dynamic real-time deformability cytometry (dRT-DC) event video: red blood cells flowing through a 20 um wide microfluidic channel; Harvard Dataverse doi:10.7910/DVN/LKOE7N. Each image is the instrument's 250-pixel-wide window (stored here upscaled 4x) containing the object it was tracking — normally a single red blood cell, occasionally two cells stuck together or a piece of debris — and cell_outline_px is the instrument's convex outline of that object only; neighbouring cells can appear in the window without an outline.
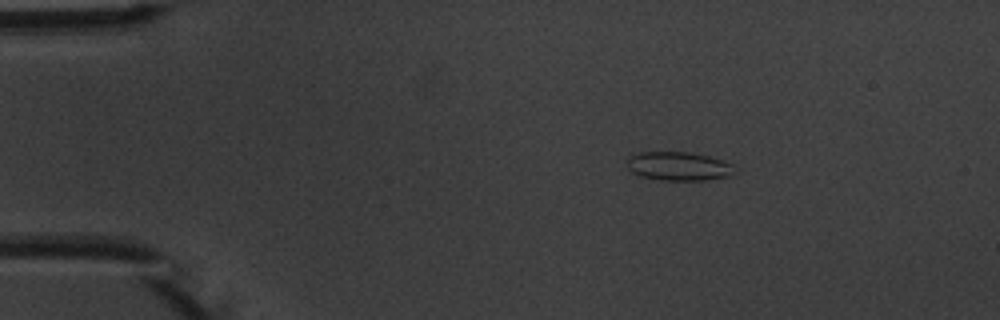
{"species": "common noctule bat (a hibernating species)", "species_latin": "Nyctalus noctula", "temperature_condition": "warm", "stored_images_in_passage": 3, "camera_frame_rate_fps": 3000, "um_per_image_px": 0.085, "animal": {"sex": "male", "body_mass_g": 20.1, "forearm_length_mm": 53.5}, "frame": {"image": 1, "passage_image": 1, "time_ms": 0.0, "image_size_px": [1000, 320], "cell_outline_px": [[736, 172], [728, 176], [704, 180], [664, 180], [640, 176], [632, 172], [628, 168], [628, 156], [640, 152], [688, 152], [708, 156], [732, 164]], "centroid_in_image_um": [57.66, 14.12], "position_along_channel_um": 27.3, "area_um2": 17.86}}
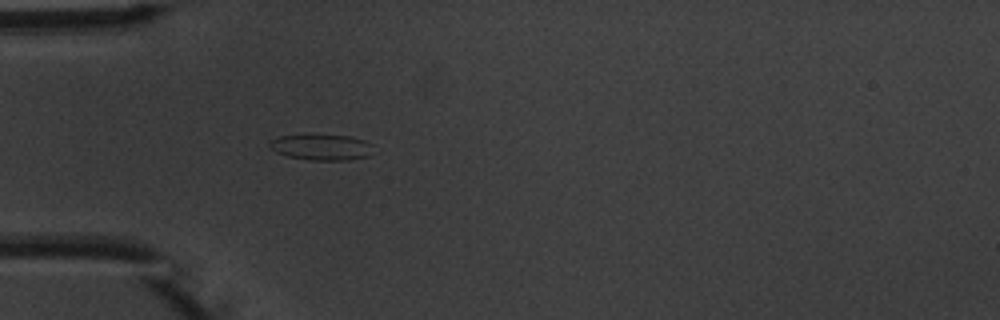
{"frame": {"image": 2, "passage_image": 3, "time_ms": 2.333, "image_size_px": [1000, 320], "cell_outline_px": [[372, 144], [368, 156], [348, 160], [308, 160], [288, 156], [276, 152], [268, 148], [268, 140], [280, 136], [348, 136], [364, 140]], "centroid_in_image_um": [27.26, 12.53], "position_along_channel_um": 57.7, "area_um2": 15.32}}